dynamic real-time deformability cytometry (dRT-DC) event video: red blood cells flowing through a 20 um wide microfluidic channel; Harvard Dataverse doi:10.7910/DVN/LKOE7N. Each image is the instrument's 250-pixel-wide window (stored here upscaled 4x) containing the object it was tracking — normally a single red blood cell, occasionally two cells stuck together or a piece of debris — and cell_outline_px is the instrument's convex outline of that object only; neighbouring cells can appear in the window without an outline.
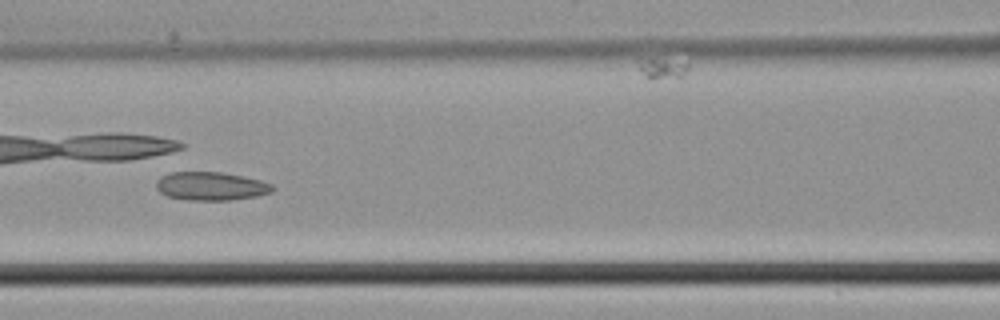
{"species": "common noctule bat (a hibernating species)", "species_latin": "Nyctalus noctula", "temperature_condition": "cold", "stored_images_in_passage": 46, "camera_frame_rate_fps": 3000, "um_per_image_px": 0.085, "animal": {"sex": "male", "body_mass_g": 21.5, "forearm_length_mm": 52.0}, "frame": {"image": 1, "passage_image": 20, "time_ms": 6.333, "image_size_px": [1000, 320], "cell_outline_px": [[276, 188], [272, 192], [256, 196], [232, 200], [192, 200], [168, 196], [160, 192], [156, 188], [156, 180], [160, 176], [172, 172], [224, 172], [244, 176], [260, 180], [272, 184]], "centroid_in_image_um": [17.95, 15.81], "position_along_channel_um": 148.6, "area_um2": 19.36}}